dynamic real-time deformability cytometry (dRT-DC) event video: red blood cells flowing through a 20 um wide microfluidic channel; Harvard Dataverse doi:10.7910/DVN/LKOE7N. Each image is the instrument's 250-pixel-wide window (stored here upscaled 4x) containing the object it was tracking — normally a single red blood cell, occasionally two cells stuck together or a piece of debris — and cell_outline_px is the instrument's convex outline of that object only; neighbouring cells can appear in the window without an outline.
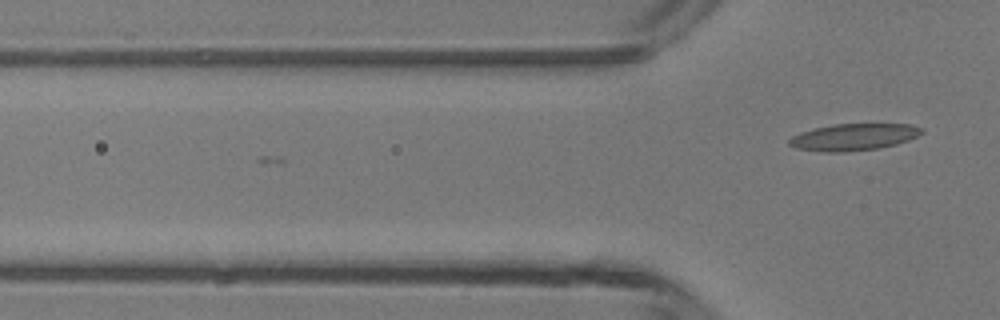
{"species": "common noctule bat (a hibernating species)", "species_latin": "Nyctalus noctula", "temperature_condition": "room temperature", "stored_images_in_passage": 3, "camera_frame_rate_fps": 3000, "um_per_image_px": 0.085, "animal": {"sex": "male", "body_mass_g": 13.3}, "frame": {"image": 1, "passage_image": 3, "time_ms": 0.667, "image_size_px": [1000, 320], "cell_outline_px": [[924, 132], [908, 140], [896, 144], [880, 148], [844, 152], [820, 152], [796, 148], [788, 144], [788, 140], [792, 136], [800, 132], [832, 124], [912, 124], [920, 128]], "centroid_in_image_um": [72.53, 11.65], "position_along_channel_um": 53.3, "area_um2": 20.69}}